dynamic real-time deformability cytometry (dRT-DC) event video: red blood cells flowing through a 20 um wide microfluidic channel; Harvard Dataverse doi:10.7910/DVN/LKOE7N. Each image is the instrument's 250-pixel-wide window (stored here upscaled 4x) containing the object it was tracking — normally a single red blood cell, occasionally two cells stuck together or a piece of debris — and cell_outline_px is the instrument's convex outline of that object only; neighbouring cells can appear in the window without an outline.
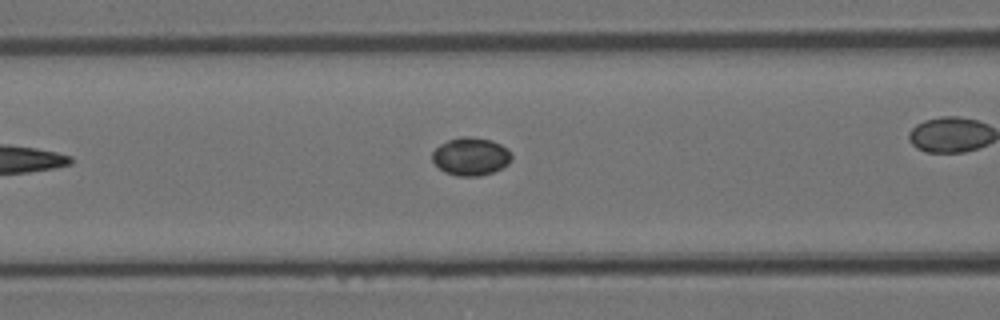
{"species": "Egyptian fruit bat (a non-hibernating species)", "species_latin": "Rousettus aegyptiacus", "temperature_condition": "room temperature", "stored_images_in_passage": 6, "camera_frame_rate_fps": 3000, "um_per_image_px": 0.085, "animal": {"sex": "female"}, "frame": {"image": 1, "passage_image": 6, "time_ms": 1.667, "image_size_px": [1000, 320], "cell_outline_px": [[512, 160], [508, 164], [492, 172], [480, 176], [456, 176], [444, 172], [432, 160], [432, 152], [440, 144], [448, 140], [464, 136], [472, 136], [492, 140], [508, 148], [512, 152]], "centroid_in_image_um": [40.04, 13.29], "position_along_channel_um": 126.6, "area_um2": 17.69}}